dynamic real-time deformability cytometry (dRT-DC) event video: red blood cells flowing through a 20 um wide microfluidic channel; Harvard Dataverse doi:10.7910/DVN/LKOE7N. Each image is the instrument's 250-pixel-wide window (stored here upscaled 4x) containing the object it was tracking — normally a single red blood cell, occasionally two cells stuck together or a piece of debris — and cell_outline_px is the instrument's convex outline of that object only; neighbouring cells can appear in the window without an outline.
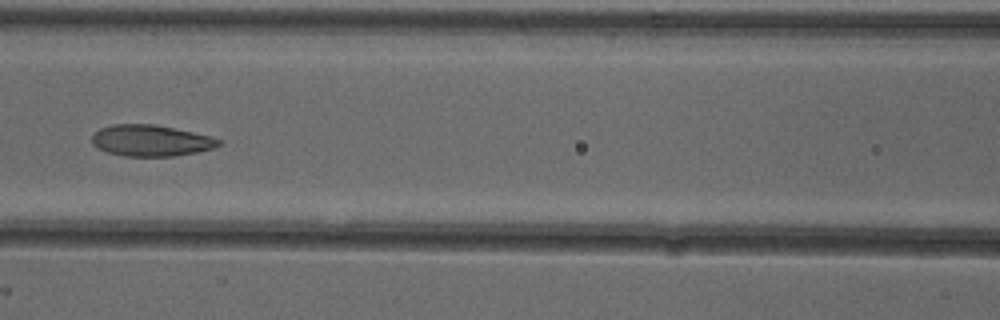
{"species": "common noctule bat (a hibernating species)", "species_latin": "Nyctalus noctula", "temperature_condition": "cold", "stored_images_in_passage": 6, "camera_frame_rate_fps": 3000, "um_per_image_px": 0.085, "animal": {"sex": "female"}, "frame": {"image": 1, "passage_image": 5, "time_ms": 1.333, "image_size_px": [1000, 320], "cell_outline_px": [[224, 144], [212, 148], [196, 152], [172, 156], [124, 156], [108, 152], [96, 148], [92, 144], [92, 136], [100, 128], [112, 124], [156, 124], [212, 136], [224, 140]], "centroid_in_image_um": [12.86, 11.94], "position_along_channel_um": 153.7, "area_um2": 23.29}}
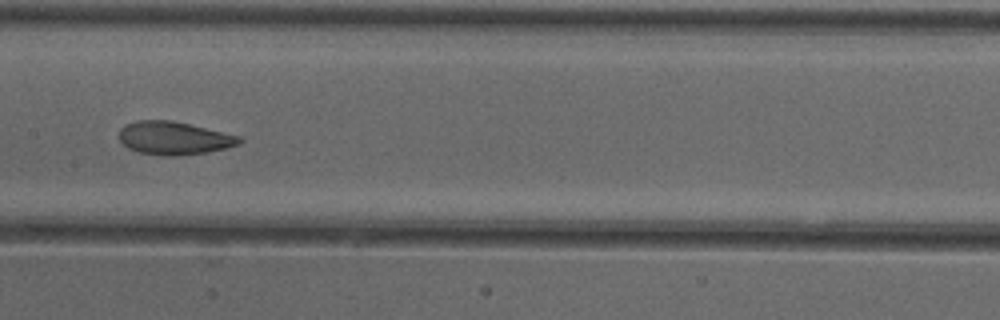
{"frame": {"image": 2, "passage_image": 6, "time_ms": 1.667, "image_size_px": [1000, 320], "cell_outline_px": [[244, 140], [240, 144], [224, 148], [204, 152], [180, 156], [172, 156], [140, 152], [128, 148], [120, 140], [120, 128], [124, 124], [136, 120], [172, 120], [240, 136]], "centroid_in_image_um": [14.78, 11.72], "position_along_channel_um": 192.6, "area_um2": 23.0}}